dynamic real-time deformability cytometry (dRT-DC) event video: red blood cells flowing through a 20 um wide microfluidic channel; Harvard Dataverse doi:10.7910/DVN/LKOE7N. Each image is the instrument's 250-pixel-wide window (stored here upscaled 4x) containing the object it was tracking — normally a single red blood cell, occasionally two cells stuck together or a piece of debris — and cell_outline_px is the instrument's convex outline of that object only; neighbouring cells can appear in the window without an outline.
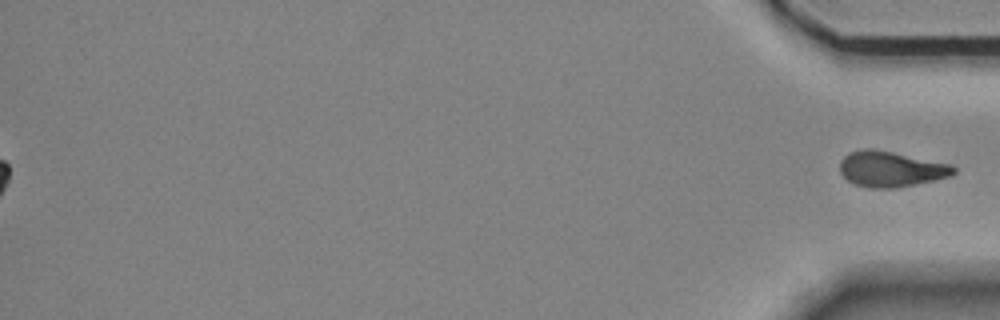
{"species": "Egyptian fruit bat (a non-hibernating species)", "species_latin": "Rousettus aegyptiacus", "temperature_condition": "room temperature", "stored_images_in_passage": 13, "segment_of_instrument_passage": [2, 2], "camera_frame_rate_fps": 3000, "um_per_image_px": 0.085, "animal": {"sex": "female"}, "frame": {"image": 1, "passage_image": 13, "time_ms": 4.0, "image_size_px": [1000, 320], "cell_outline_px": [[956, 172], [952, 176], [896, 188], [868, 188], [856, 184], [848, 180], [840, 172], [840, 160], [848, 152], [864, 148], [872, 148], [952, 164], [956, 168]], "centroid_in_image_um": [75.73, 14.36], "position_along_channel_um": 359.5, "area_um2": 23.64}}